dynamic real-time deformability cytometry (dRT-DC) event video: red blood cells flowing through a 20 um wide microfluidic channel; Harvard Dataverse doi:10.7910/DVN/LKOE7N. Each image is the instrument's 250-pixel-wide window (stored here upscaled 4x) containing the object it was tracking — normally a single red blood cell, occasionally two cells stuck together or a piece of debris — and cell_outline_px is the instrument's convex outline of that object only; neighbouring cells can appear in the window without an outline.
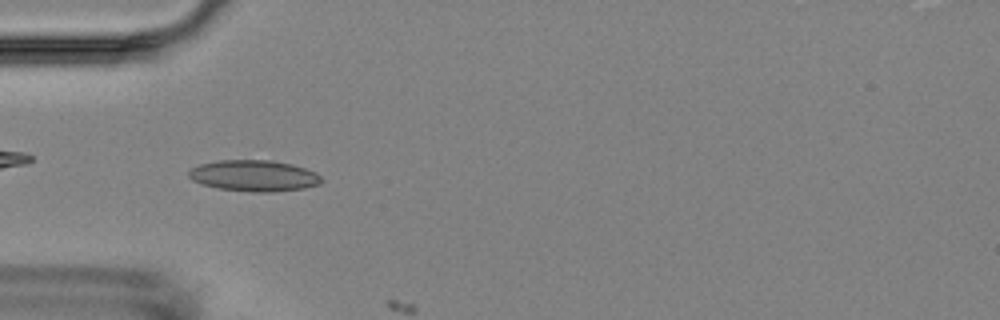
{"species": "Egyptian fruit bat (a non-hibernating species)", "species_latin": "Rousettus aegyptiacus", "temperature_condition": "room temperature", "stored_images_in_passage": 5, "camera_frame_rate_fps": 3000, "um_per_image_px": 0.085, "animal": {"sex": "female"}, "frame": {"image": 1, "passage_image": 4, "time_ms": 3.333, "image_size_px": [1000, 320], "cell_outline_px": [[324, 180], [320, 184], [304, 188], [272, 192], [252, 192], [216, 188], [200, 184], [192, 180], [188, 176], [188, 172], [192, 168], [200, 164], [216, 160], [272, 160], [292, 164], [316, 172]], "centroid_in_image_um": [21.58, 14.94], "position_along_channel_um": 63.4, "area_um2": 24.33}}